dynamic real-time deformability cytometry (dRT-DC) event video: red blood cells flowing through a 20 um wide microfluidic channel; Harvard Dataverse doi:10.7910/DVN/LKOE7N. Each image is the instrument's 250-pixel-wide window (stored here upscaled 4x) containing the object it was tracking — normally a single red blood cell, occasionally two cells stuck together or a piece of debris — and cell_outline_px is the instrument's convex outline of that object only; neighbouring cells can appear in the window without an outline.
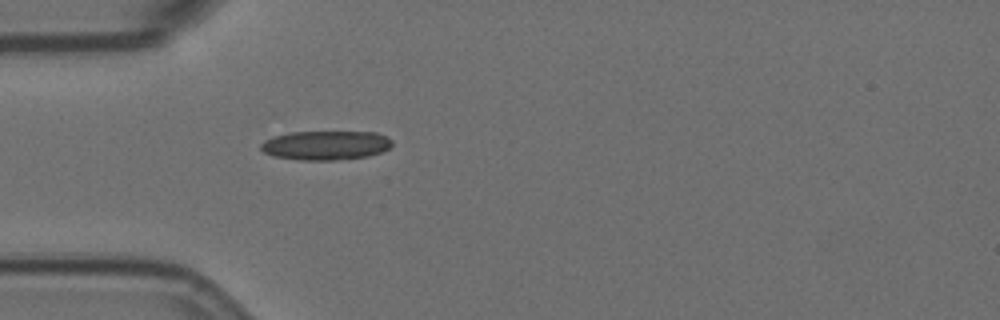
{"species": "Egyptian fruit bat (a non-hibernating species)", "species_latin": "Rousettus aegyptiacus", "temperature_condition": "room temperature", "stored_images_in_passage": 42, "camera_frame_rate_fps": 3000, "um_per_image_px": 0.085, "animal": {"sex": "female"}, "frame": {"image": 1, "passage_image": 1, "time_ms": 0.0, "image_size_px": [1000, 320], "cell_outline_px": [[392, 144], [388, 148], [380, 152], [368, 156], [336, 160], [300, 160], [272, 156], [264, 152], [260, 148], [260, 144], [264, 140], [272, 136], [292, 132], [376, 132], [392, 140]], "centroid_in_image_um": [27.64, 12.35], "position_along_channel_um": 57.4, "area_um2": 22.31}}
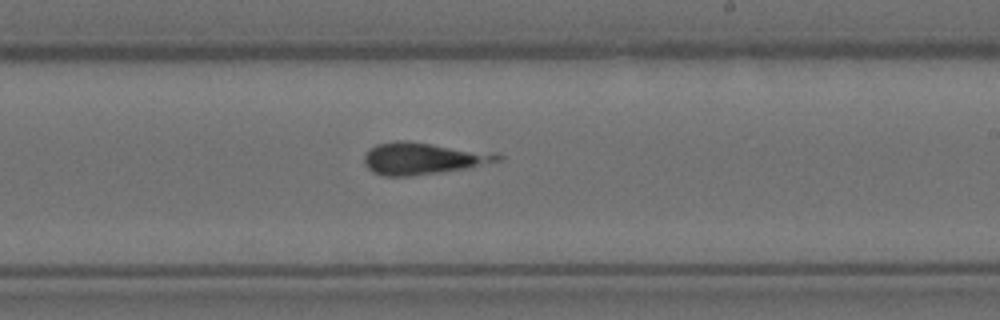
{"frame": {"image": 2, "passage_image": 18, "time_ms": 5.667, "image_size_px": [1000, 320], "cell_outline_px": [[504, 156], [500, 160], [464, 168], [440, 172], [412, 176], [384, 176], [372, 172], [364, 164], [364, 156], [368, 148], [376, 144], [396, 140], [408, 140], [496, 152]], "centroid_in_image_um": [35.92, 13.44], "position_along_channel_um": 253.1, "area_um2": 25.09}}
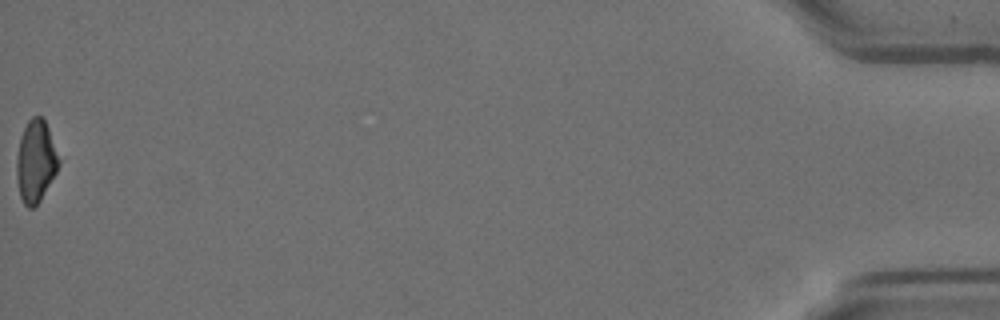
{"frame": {"image": 3, "passage_image": 42, "time_ms": 13.667, "image_size_px": [1000, 320], "cell_outline_px": [[60, 164], [56, 172], [40, 200], [32, 208], [28, 208], [24, 204], [20, 196], [16, 176], [16, 160], [20, 136], [28, 120], [32, 116], [44, 116], [60, 160]], "centroid_in_image_um": [3.03, 13.67], "position_along_channel_um": 432.2, "area_um2": 20.17}, "authors_computed_cell_mechanics": {"area_um2": 22.9755, "velocity_mm_per_s": 3.5108, "shape_relaxation_time_tau1_ms": null, "shape_relaxation_time_tau2_ms": 2.6287, "deformation_change_tau1": null, "deformation_change_tau2": 0.1321}}